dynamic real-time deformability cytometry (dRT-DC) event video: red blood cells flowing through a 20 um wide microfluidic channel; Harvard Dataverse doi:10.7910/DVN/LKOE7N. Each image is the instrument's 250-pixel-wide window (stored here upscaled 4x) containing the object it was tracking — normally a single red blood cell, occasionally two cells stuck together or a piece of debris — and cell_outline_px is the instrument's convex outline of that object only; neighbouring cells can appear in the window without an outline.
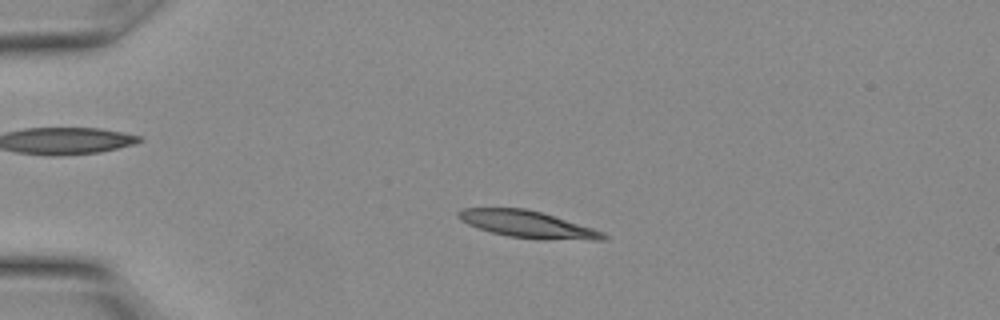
{"species": "Egyptian fruit bat (a non-hibernating species)", "species_latin": "Rousettus aegyptiacus", "temperature_condition": "warm", "stored_images_in_passage": 14, "camera_frame_rate_fps": 3000, "um_per_image_px": 0.085, "animal": {"sex": "female"}, "frame": {"image": 1, "passage_image": 8, "time_ms": 2.333, "image_size_px": [1000, 320], "cell_outline_px": [[608, 236], [604, 240], [592, 240], [508, 236], [492, 232], [468, 224], [460, 220], [456, 216], [456, 212], [464, 208], [524, 208], [540, 212], [592, 228], [604, 232]], "centroid_in_image_um": [44.79, 19.04], "position_along_channel_um": 40.2, "area_um2": 21.91}}
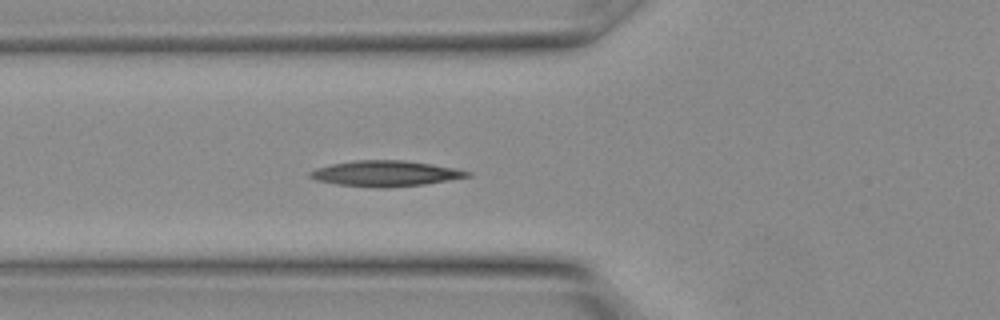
{"frame": {"image": 2, "passage_image": 12, "time_ms": 3.667, "image_size_px": [1000, 320], "cell_outline_px": [[472, 176], [424, 184], [384, 188], [376, 188], [340, 184], [316, 180], [308, 176], [308, 172], [316, 168], [332, 164], [352, 160], [404, 160], [432, 164], [472, 172]], "centroid_in_image_um": [32.75, 14.74], "position_along_channel_um": 93.1, "area_um2": 23.41}}
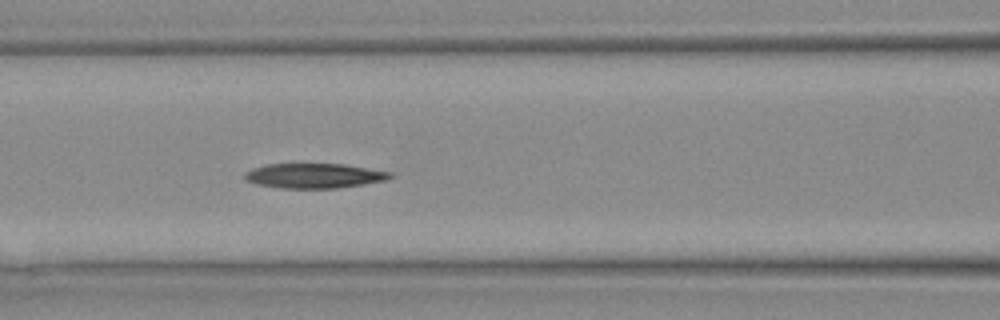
{"frame": {"image": 3, "passage_image": 14, "time_ms": 4.333, "image_size_px": [1000, 320], "cell_outline_px": [[392, 176], [388, 180], [336, 188], [284, 188], [256, 184], [248, 180], [244, 176], [244, 172], [252, 168], [264, 164], [344, 164], [392, 172]], "centroid_in_image_um": [26.7, 14.93], "position_along_channel_um": 139.9, "area_um2": 20.92}}